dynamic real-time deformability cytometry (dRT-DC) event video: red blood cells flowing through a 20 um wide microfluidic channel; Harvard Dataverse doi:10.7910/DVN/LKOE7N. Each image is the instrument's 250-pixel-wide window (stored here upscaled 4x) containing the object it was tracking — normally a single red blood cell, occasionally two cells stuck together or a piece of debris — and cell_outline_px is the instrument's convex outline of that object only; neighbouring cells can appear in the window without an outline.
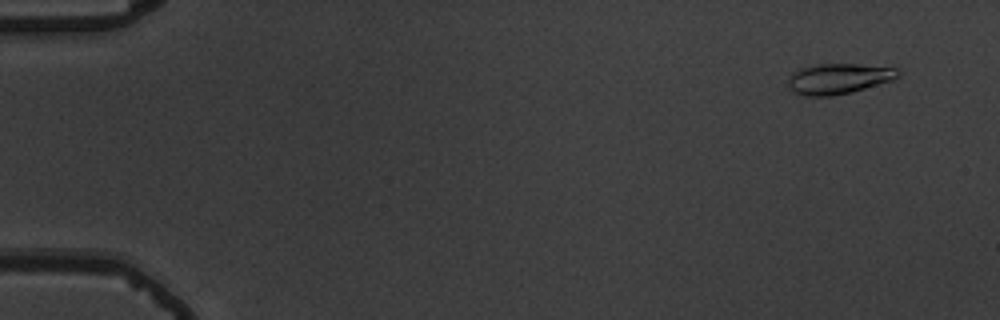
{"species": "common noctule bat (a hibernating species)", "species_latin": "Nyctalus noctula", "temperature_condition": "warm", "stored_images_in_passage": 55, "segment_of_instrument_passage": [1, 2], "camera_frame_rate_fps": 3000, "um_per_image_px": 0.085, "animal": {"sex": "male", "body_mass_g": 19.5, "forearm_length_mm": 54.6}, "frame": {"image": 1, "passage_image": 3, "time_ms": 0.667, "image_size_px": [1000, 320], "cell_outline_px": [[900, 76], [892, 80], [852, 92], [832, 96], [804, 96], [792, 92], [788, 88], [788, 76], [792, 72], [800, 68], [820, 64], [860, 64], [896, 68], [900, 72]], "centroid_in_image_um": [71.24, 6.69], "position_along_channel_um": 13.8, "area_um2": 19.71}}
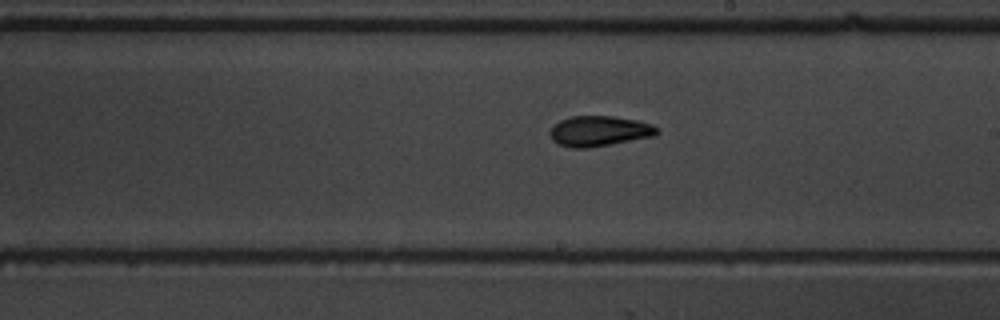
{"frame": {"image": 2, "passage_image": 32, "time_ms": 10.333, "image_size_px": [1000, 320], "cell_outline_px": [[660, 132], [656, 136], [588, 148], [572, 148], [556, 144], [552, 140], [552, 128], [560, 120], [572, 116], [612, 116], [636, 120], [652, 124], [660, 128]], "centroid_in_image_um": [50.99, 11.15], "position_along_channel_um": 238.0, "area_um2": 18.96}}
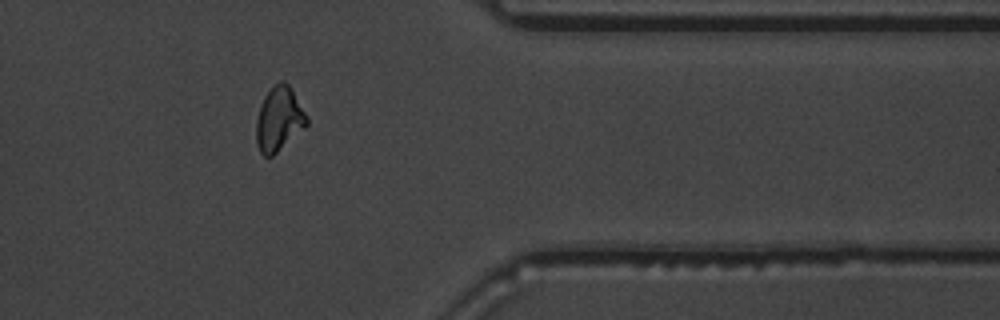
{"frame": {"image": 3, "passage_image": 45, "time_ms": 14.667, "image_size_px": [1000, 320], "cell_outline_px": [[308, 124], [304, 128], [272, 156], [264, 156], [260, 152], [256, 144], [256, 120], [264, 96], [272, 84], [280, 80], [288, 84], [292, 88], [308, 116]], "centroid_in_image_um": [23.72, 10.09], "position_along_channel_um": 387.7, "area_um2": 19.02}}